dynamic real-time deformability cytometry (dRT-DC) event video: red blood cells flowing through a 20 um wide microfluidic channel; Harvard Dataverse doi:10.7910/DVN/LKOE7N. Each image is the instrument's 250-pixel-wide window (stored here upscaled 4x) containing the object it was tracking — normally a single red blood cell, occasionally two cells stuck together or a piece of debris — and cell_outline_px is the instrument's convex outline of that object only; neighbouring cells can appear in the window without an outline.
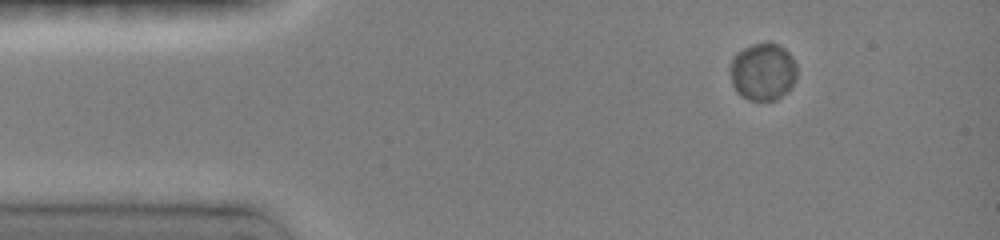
{"species": "common noctule bat (a hibernating species)", "species_latin": "Nyctalus noctula", "temperature_condition": "room temperature", "stored_images_in_passage": 21, "camera_frame_rate_fps": 3000, "um_per_image_px": 0.085, "animal": {"sex": "female", "body_mass_g": 19.0, "forearm_length_mm": 51.5}, "frame": {"image": 1, "passage_image": 1, "time_ms": 0.0, "image_size_px": [1000, 240], "cell_outline_px": [[796, 80], [776, 100], [748, 100], [740, 96], [736, 92], [732, 84], [732, 56], [736, 52], [744, 48], [756, 44], [776, 44], [784, 48], [792, 56], [796, 64]], "centroid_in_image_um": [64.84, 6.11], "position_along_channel_um": 20.2, "area_um2": 21.96}}
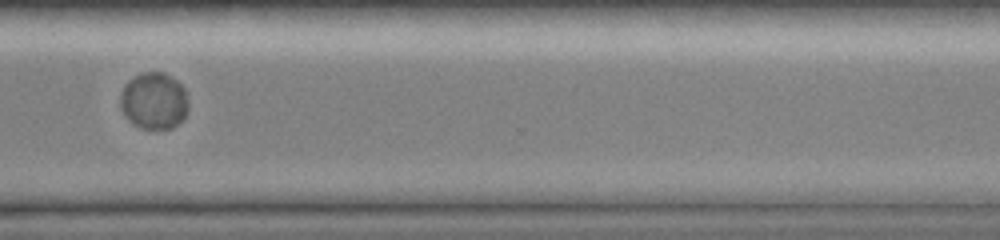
{"frame": {"image": 2, "passage_image": 14, "time_ms": 10.333, "image_size_px": [1000, 240], "cell_outline_px": [[188, 108], [184, 116], [172, 128], [140, 128], [128, 120], [120, 108], [120, 92], [124, 84], [132, 76], [140, 72], [164, 72], [172, 76], [184, 88], [188, 100]], "centroid_in_image_um": [13.05, 8.53], "position_along_channel_um": 357.5, "area_um2": 22.72}}
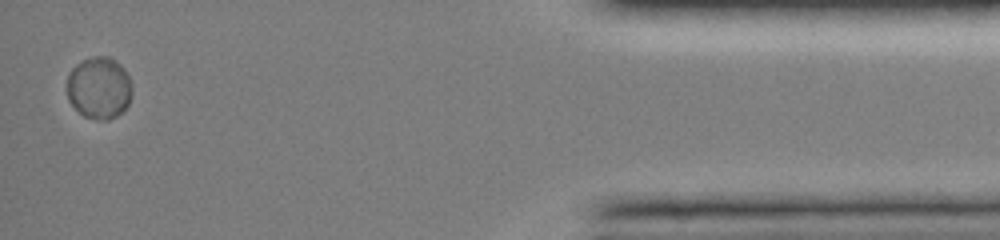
{"frame": {"image": 3, "passage_image": 21, "time_ms": 13.667, "image_size_px": [1000, 240], "cell_outline_px": [[132, 88], [128, 104], [116, 116], [108, 120], [100, 120], [84, 116], [68, 100], [68, 72], [76, 64], [92, 56], [112, 56], [124, 68], [128, 76]], "centroid_in_image_um": [8.42, 7.44], "position_along_channel_um": 426.8, "area_um2": 23.41}}